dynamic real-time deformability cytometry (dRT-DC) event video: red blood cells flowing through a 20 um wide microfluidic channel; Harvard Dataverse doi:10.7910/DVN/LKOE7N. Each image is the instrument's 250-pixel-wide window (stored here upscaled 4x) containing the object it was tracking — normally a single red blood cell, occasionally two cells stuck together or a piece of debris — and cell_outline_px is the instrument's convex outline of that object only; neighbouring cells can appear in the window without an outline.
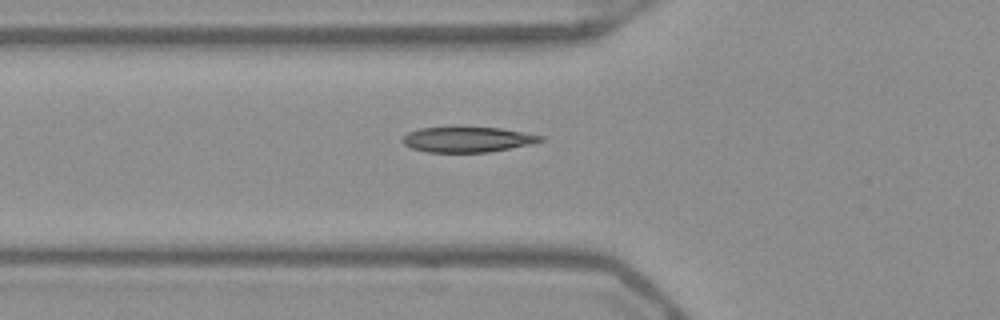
{"species": "Egyptian fruit bat (a non-hibernating species)", "species_latin": "Rousettus aegyptiacus", "temperature_condition": "warm", "stored_images_in_passage": 31, "camera_frame_rate_fps": 3000, "um_per_image_px": 0.085, "frame": {"image": 1, "passage_image": 2, "time_ms": 0.333, "image_size_px": [1000, 320], "cell_outline_px": [[544, 140], [532, 144], [488, 152], [428, 152], [412, 148], [404, 144], [400, 140], [408, 132], [420, 128], [448, 124], [456, 124], [500, 128], [544, 136]], "centroid_in_image_um": [39.68, 11.8], "position_along_channel_um": 86.1, "area_um2": 21.33}}
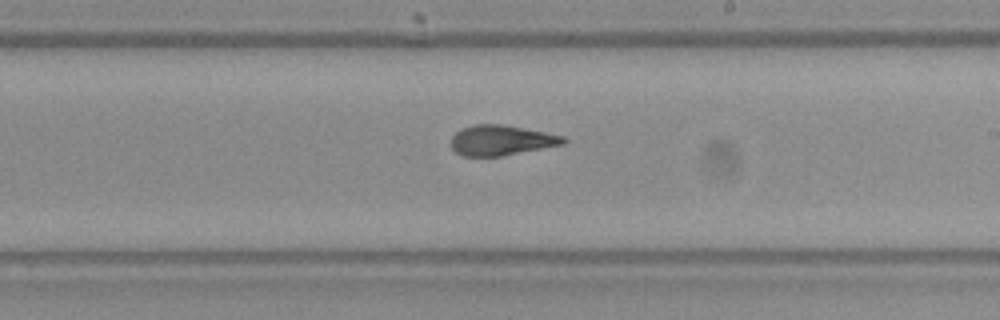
{"frame": {"image": 2, "passage_image": 14, "time_ms": 4.333, "image_size_px": [1000, 320], "cell_outline_px": [[568, 140], [564, 144], [500, 156], [464, 156], [456, 152], [452, 148], [452, 136], [460, 128], [476, 124], [500, 124], [544, 132], [564, 136]], "centroid_in_image_um": [42.59, 11.92], "position_along_channel_um": 246.4, "area_um2": 19.54}}
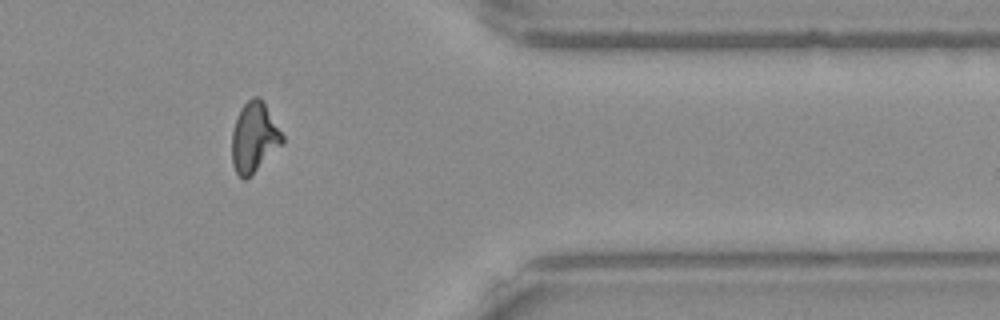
{"frame": {"image": 3, "passage_image": 26, "time_ms": 8.333, "image_size_px": [1000, 320], "cell_outline_px": [[284, 144], [244, 180], [236, 172], [232, 164], [232, 132], [240, 108], [252, 96], [260, 96], [284, 136]], "centroid_in_image_um": [21.61, 11.65], "position_along_channel_um": 389.8, "area_um2": 20.4}}